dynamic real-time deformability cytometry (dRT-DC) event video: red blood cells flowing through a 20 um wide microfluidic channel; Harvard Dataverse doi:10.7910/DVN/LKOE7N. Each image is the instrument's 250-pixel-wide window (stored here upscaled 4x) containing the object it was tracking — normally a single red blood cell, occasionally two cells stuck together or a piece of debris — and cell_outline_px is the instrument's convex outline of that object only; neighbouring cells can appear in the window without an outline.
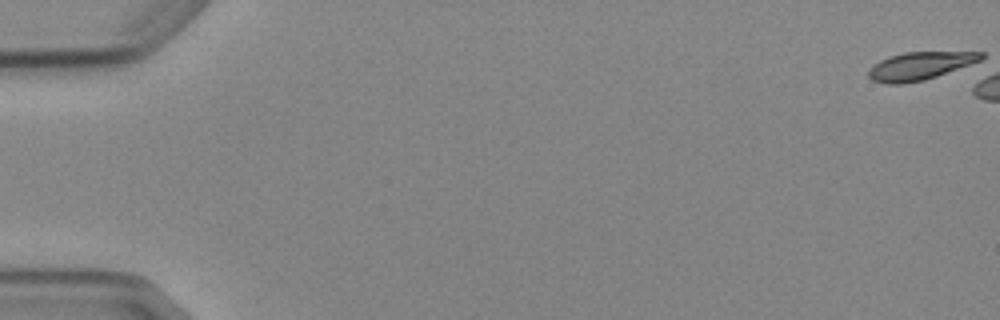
{"species": "Egyptian fruit bat (a non-hibernating species)", "species_latin": "Rousettus aegyptiacus", "temperature_condition": "cold", "stored_images_in_passage": 1, "camera_frame_rate_fps": 3000, "um_per_image_px": 0.085, "animal": {"sex": "female"}, "frame": {"image": 1, "passage_image": 1, "time_ms": 0.0, "image_size_px": [1000, 320], "cell_outline_px": [[984, 56], [980, 60], [936, 76], [924, 80], [900, 84], [888, 84], [872, 80], [868, 76], [868, 68], [880, 60], [904, 52], [984, 52]], "centroid_in_image_um": [78.14, 5.6], "position_along_channel_um": 6.9, "area_um2": 17.98}}